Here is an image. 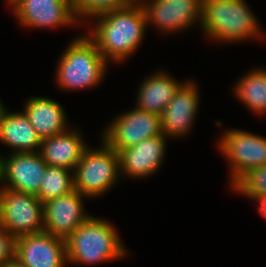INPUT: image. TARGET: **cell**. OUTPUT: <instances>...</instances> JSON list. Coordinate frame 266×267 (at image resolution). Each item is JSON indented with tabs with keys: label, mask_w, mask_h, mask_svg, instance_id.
I'll use <instances>...</instances> for the list:
<instances>
[{
	"label": "cell",
	"mask_w": 266,
	"mask_h": 267,
	"mask_svg": "<svg viewBox=\"0 0 266 267\" xmlns=\"http://www.w3.org/2000/svg\"><path fill=\"white\" fill-rule=\"evenodd\" d=\"M16 237L0 226V267L15 257Z\"/></svg>",
	"instance_id": "obj_24"
},
{
	"label": "cell",
	"mask_w": 266,
	"mask_h": 267,
	"mask_svg": "<svg viewBox=\"0 0 266 267\" xmlns=\"http://www.w3.org/2000/svg\"><path fill=\"white\" fill-rule=\"evenodd\" d=\"M74 189V171L47 165L36 196L44 203L69 194Z\"/></svg>",
	"instance_id": "obj_21"
},
{
	"label": "cell",
	"mask_w": 266,
	"mask_h": 267,
	"mask_svg": "<svg viewBox=\"0 0 266 267\" xmlns=\"http://www.w3.org/2000/svg\"><path fill=\"white\" fill-rule=\"evenodd\" d=\"M199 101L196 83L189 79L183 82L160 115L162 135L166 138L187 135L198 112Z\"/></svg>",
	"instance_id": "obj_14"
},
{
	"label": "cell",
	"mask_w": 266,
	"mask_h": 267,
	"mask_svg": "<svg viewBox=\"0 0 266 267\" xmlns=\"http://www.w3.org/2000/svg\"><path fill=\"white\" fill-rule=\"evenodd\" d=\"M114 228L90 216L65 240L67 263L92 265L125 257L127 249Z\"/></svg>",
	"instance_id": "obj_3"
},
{
	"label": "cell",
	"mask_w": 266,
	"mask_h": 267,
	"mask_svg": "<svg viewBox=\"0 0 266 267\" xmlns=\"http://www.w3.org/2000/svg\"><path fill=\"white\" fill-rule=\"evenodd\" d=\"M257 20L245 0H201L200 26L214 41L259 39L263 33Z\"/></svg>",
	"instance_id": "obj_2"
},
{
	"label": "cell",
	"mask_w": 266,
	"mask_h": 267,
	"mask_svg": "<svg viewBox=\"0 0 266 267\" xmlns=\"http://www.w3.org/2000/svg\"><path fill=\"white\" fill-rule=\"evenodd\" d=\"M166 139L163 135H157L120 150L118 155L121 177L122 174L134 179L152 176L151 174L160 168L164 160Z\"/></svg>",
	"instance_id": "obj_15"
},
{
	"label": "cell",
	"mask_w": 266,
	"mask_h": 267,
	"mask_svg": "<svg viewBox=\"0 0 266 267\" xmlns=\"http://www.w3.org/2000/svg\"><path fill=\"white\" fill-rule=\"evenodd\" d=\"M230 164V185L255 167L266 165V137L241 129H229L218 142Z\"/></svg>",
	"instance_id": "obj_7"
},
{
	"label": "cell",
	"mask_w": 266,
	"mask_h": 267,
	"mask_svg": "<svg viewBox=\"0 0 266 267\" xmlns=\"http://www.w3.org/2000/svg\"><path fill=\"white\" fill-rule=\"evenodd\" d=\"M12 10L20 24L28 28H57L79 23L71 0H19Z\"/></svg>",
	"instance_id": "obj_11"
},
{
	"label": "cell",
	"mask_w": 266,
	"mask_h": 267,
	"mask_svg": "<svg viewBox=\"0 0 266 267\" xmlns=\"http://www.w3.org/2000/svg\"><path fill=\"white\" fill-rule=\"evenodd\" d=\"M70 130L42 140L39 153L47 165L75 170L88 145L79 131Z\"/></svg>",
	"instance_id": "obj_16"
},
{
	"label": "cell",
	"mask_w": 266,
	"mask_h": 267,
	"mask_svg": "<svg viewBox=\"0 0 266 267\" xmlns=\"http://www.w3.org/2000/svg\"><path fill=\"white\" fill-rule=\"evenodd\" d=\"M83 197L77 190H73L44 202V231L66 240L91 216L84 214Z\"/></svg>",
	"instance_id": "obj_13"
},
{
	"label": "cell",
	"mask_w": 266,
	"mask_h": 267,
	"mask_svg": "<svg viewBox=\"0 0 266 267\" xmlns=\"http://www.w3.org/2000/svg\"><path fill=\"white\" fill-rule=\"evenodd\" d=\"M254 200H257V202H259V212L264 218H266V195L258 196Z\"/></svg>",
	"instance_id": "obj_25"
},
{
	"label": "cell",
	"mask_w": 266,
	"mask_h": 267,
	"mask_svg": "<svg viewBox=\"0 0 266 267\" xmlns=\"http://www.w3.org/2000/svg\"><path fill=\"white\" fill-rule=\"evenodd\" d=\"M236 98L250 111L266 114V70L258 68L245 74L233 88Z\"/></svg>",
	"instance_id": "obj_20"
},
{
	"label": "cell",
	"mask_w": 266,
	"mask_h": 267,
	"mask_svg": "<svg viewBox=\"0 0 266 267\" xmlns=\"http://www.w3.org/2000/svg\"><path fill=\"white\" fill-rule=\"evenodd\" d=\"M102 142L98 149L87 146L74 170V189L86 198L107 192L121 176L118 153Z\"/></svg>",
	"instance_id": "obj_5"
},
{
	"label": "cell",
	"mask_w": 266,
	"mask_h": 267,
	"mask_svg": "<svg viewBox=\"0 0 266 267\" xmlns=\"http://www.w3.org/2000/svg\"><path fill=\"white\" fill-rule=\"evenodd\" d=\"M151 75L138 87L136 108L160 116L183 83L167 72L157 71Z\"/></svg>",
	"instance_id": "obj_19"
},
{
	"label": "cell",
	"mask_w": 266,
	"mask_h": 267,
	"mask_svg": "<svg viewBox=\"0 0 266 267\" xmlns=\"http://www.w3.org/2000/svg\"><path fill=\"white\" fill-rule=\"evenodd\" d=\"M1 267H25L23 263L16 258V256L10 260H8L3 266Z\"/></svg>",
	"instance_id": "obj_26"
},
{
	"label": "cell",
	"mask_w": 266,
	"mask_h": 267,
	"mask_svg": "<svg viewBox=\"0 0 266 267\" xmlns=\"http://www.w3.org/2000/svg\"><path fill=\"white\" fill-rule=\"evenodd\" d=\"M96 25L88 33L104 59L122 62L129 58L143 40L146 16L139 1H131L120 9L104 12L92 19Z\"/></svg>",
	"instance_id": "obj_1"
},
{
	"label": "cell",
	"mask_w": 266,
	"mask_h": 267,
	"mask_svg": "<svg viewBox=\"0 0 266 267\" xmlns=\"http://www.w3.org/2000/svg\"><path fill=\"white\" fill-rule=\"evenodd\" d=\"M0 226L15 237L44 231L43 202L31 193L0 188Z\"/></svg>",
	"instance_id": "obj_6"
},
{
	"label": "cell",
	"mask_w": 266,
	"mask_h": 267,
	"mask_svg": "<svg viewBox=\"0 0 266 267\" xmlns=\"http://www.w3.org/2000/svg\"><path fill=\"white\" fill-rule=\"evenodd\" d=\"M23 112L37 131L41 140L63 133L67 126L66 113L62 105L50 98L31 97Z\"/></svg>",
	"instance_id": "obj_17"
},
{
	"label": "cell",
	"mask_w": 266,
	"mask_h": 267,
	"mask_svg": "<svg viewBox=\"0 0 266 267\" xmlns=\"http://www.w3.org/2000/svg\"><path fill=\"white\" fill-rule=\"evenodd\" d=\"M47 163L38 152L11 153L1 156L0 188L36 195L46 170Z\"/></svg>",
	"instance_id": "obj_10"
},
{
	"label": "cell",
	"mask_w": 266,
	"mask_h": 267,
	"mask_svg": "<svg viewBox=\"0 0 266 267\" xmlns=\"http://www.w3.org/2000/svg\"><path fill=\"white\" fill-rule=\"evenodd\" d=\"M108 62L88 36L77 37L70 42L58 60L57 85L61 89H89L101 83Z\"/></svg>",
	"instance_id": "obj_4"
},
{
	"label": "cell",
	"mask_w": 266,
	"mask_h": 267,
	"mask_svg": "<svg viewBox=\"0 0 266 267\" xmlns=\"http://www.w3.org/2000/svg\"><path fill=\"white\" fill-rule=\"evenodd\" d=\"M147 26L155 25L164 33L182 31L201 21V0H138Z\"/></svg>",
	"instance_id": "obj_9"
},
{
	"label": "cell",
	"mask_w": 266,
	"mask_h": 267,
	"mask_svg": "<svg viewBox=\"0 0 266 267\" xmlns=\"http://www.w3.org/2000/svg\"><path fill=\"white\" fill-rule=\"evenodd\" d=\"M19 0H7V3L13 7Z\"/></svg>",
	"instance_id": "obj_27"
},
{
	"label": "cell",
	"mask_w": 266,
	"mask_h": 267,
	"mask_svg": "<svg viewBox=\"0 0 266 267\" xmlns=\"http://www.w3.org/2000/svg\"><path fill=\"white\" fill-rule=\"evenodd\" d=\"M7 110L0 115V142L12 148V153L40 151L42 140L25 113Z\"/></svg>",
	"instance_id": "obj_18"
},
{
	"label": "cell",
	"mask_w": 266,
	"mask_h": 267,
	"mask_svg": "<svg viewBox=\"0 0 266 267\" xmlns=\"http://www.w3.org/2000/svg\"><path fill=\"white\" fill-rule=\"evenodd\" d=\"M231 189L250 199L266 195V165L255 167L242 175Z\"/></svg>",
	"instance_id": "obj_22"
},
{
	"label": "cell",
	"mask_w": 266,
	"mask_h": 267,
	"mask_svg": "<svg viewBox=\"0 0 266 267\" xmlns=\"http://www.w3.org/2000/svg\"><path fill=\"white\" fill-rule=\"evenodd\" d=\"M102 135V140L118 153L144 139L162 135L160 116L135 108L118 115Z\"/></svg>",
	"instance_id": "obj_8"
},
{
	"label": "cell",
	"mask_w": 266,
	"mask_h": 267,
	"mask_svg": "<svg viewBox=\"0 0 266 267\" xmlns=\"http://www.w3.org/2000/svg\"><path fill=\"white\" fill-rule=\"evenodd\" d=\"M132 0H71L74 13L81 24L83 18H93L104 12L127 6Z\"/></svg>",
	"instance_id": "obj_23"
},
{
	"label": "cell",
	"mask_w": 266,
	"mask_h": 267,
	"mask_svg": "<svg viewBox=\"0 0 266 267\" xmlns=\"http://www.w3.org/2000/svg\"><path fill=\"white\" fill-rule=\"evenodd\" d=\"M4 105H3V102H1V100H0V115H1V113H2V111L4 110Z\"/></svg>",
	"instance_id": "obj_28"
},
{
	"label": "cell",
	"mask_w": 266,
	"mask_h": 267,
	"mask_svg": "<svg viewBox=\"0 0 266 267\" xmlns=\"http://www.w3.org/2000/svg\"><path fill=\"white\" fill-rule=\"evenodd\" d=\"M15 256L25 267H65V239L46 231L16 237Z\"/></svg>",
	"instance_id": "obj_12"
}]
</instances>
